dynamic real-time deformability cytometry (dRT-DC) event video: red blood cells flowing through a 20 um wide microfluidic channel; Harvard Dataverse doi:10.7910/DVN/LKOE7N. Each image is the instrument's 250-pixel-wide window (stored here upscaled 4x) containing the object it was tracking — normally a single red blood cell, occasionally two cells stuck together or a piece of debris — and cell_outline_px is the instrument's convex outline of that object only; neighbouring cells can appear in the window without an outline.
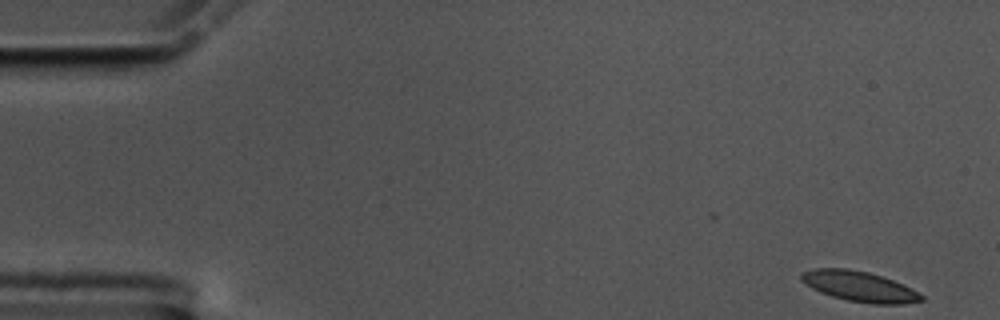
{"species": "common noctule bat (a hibernating species)", "species_latin": "Nyctalus noctula", "temperature_condition": "cold", "stored_images_in_passage": 15, "camera_frame_rate_fps": 3000, "um_per_image_px": 0.085, "animal": {"sex": "male", "body_mass_g": 17.5, "forearm_length_mm": 52.3}, "frame": {"image": 1, "passage_image": 1, "time_ms": 0.0, "image_size_px": [1000, 320], "cell_outline_px": [[924, 300], [904, 304], [872, 304], [848, 300], [832, 296], [820, 292], [812, 288], [800, 280], [800, 276], [804, 272], [812, 268], [848, 268], [868, 272], [892, 280], [924, 296]], "centroid_in_image_um": [73.01, 24.34], "position_along_channel_um": 12.0, "area_um2": 20.92}}